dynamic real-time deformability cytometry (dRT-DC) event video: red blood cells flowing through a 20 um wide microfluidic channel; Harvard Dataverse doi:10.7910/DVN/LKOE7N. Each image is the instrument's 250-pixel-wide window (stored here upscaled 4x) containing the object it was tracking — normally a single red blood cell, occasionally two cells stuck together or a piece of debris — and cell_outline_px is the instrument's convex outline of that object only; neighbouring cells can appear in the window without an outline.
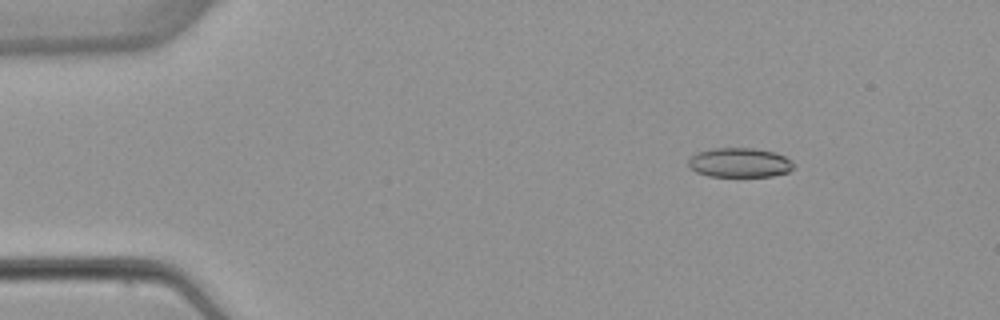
{"species": "common noctule bat (a hibernating species)", "species_latin": "Nyctalus noctula", "temperature_condition": "warm", "stored_images_in_passage": 4, "camera_frame_rate_fps": 3000, "um_per_image_px": 0.085, "animal": {"sex": "female", "body_mass_g": 22.7, "forearm_length_mm": 54.2}, "frame": {"image": 1, "passage_image": 2, "time_ms": 1.0, "image_size_px": [1000, 320], "cell_outline_px": [[796, 168], [788, 172], [772, 176], [708, 176], [696, 172], [688, 168], [688, 156], [696, 152], [712, 148], [756, 148], [776, 152], [792, 160], [796, 164]], "centroid_in_image_um": [62.87, 13.81], "position_along_channel_um": 22.1, "area_um2": 18.55}}
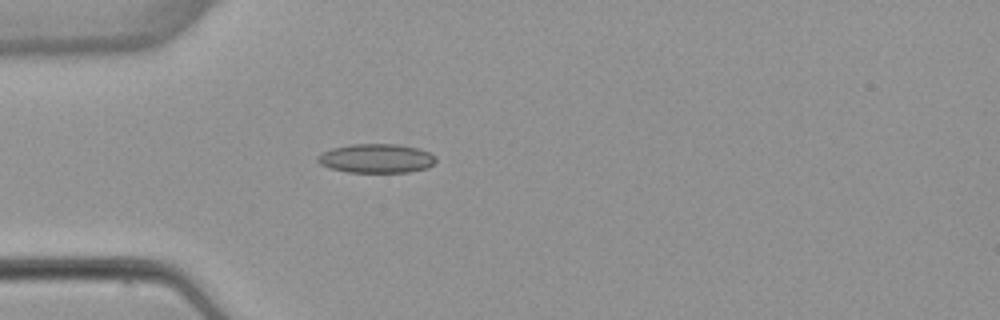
{"frame": {"image": 2, "passage_image": 4, "time_ms": 3.667, "image_size_px": [1000, 320], "cell_outline_px": [[436, 160], [428, 168], [408, 172], [348, 172], [328, 168], [320, 164], [316, 160], [316, 156], [332, 148], [352, 144], [396, 144], [420, 148], [436, 156]], "centroid_in_image_um": [31.99, 13.46], "position_along_channel_um": 53.0, "area_um2": 20.11}}